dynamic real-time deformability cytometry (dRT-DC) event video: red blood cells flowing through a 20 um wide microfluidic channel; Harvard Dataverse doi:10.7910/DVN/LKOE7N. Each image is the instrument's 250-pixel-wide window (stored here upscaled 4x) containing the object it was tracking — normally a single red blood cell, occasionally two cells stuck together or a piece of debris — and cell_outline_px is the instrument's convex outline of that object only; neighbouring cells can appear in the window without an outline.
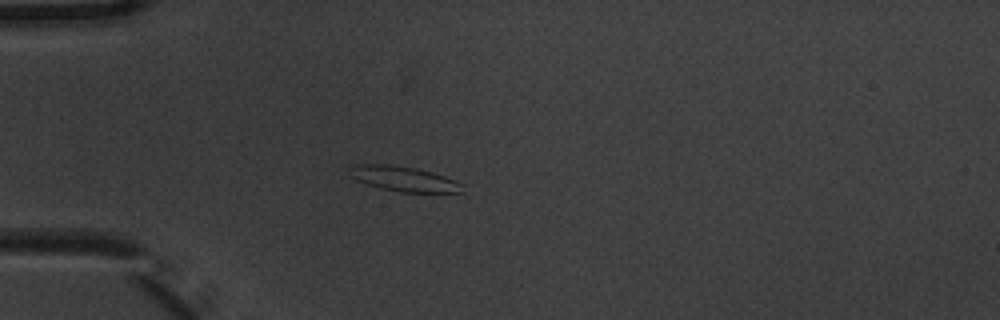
{"species": "common noctule bat (a hibernating species)", "species_latin": "Nyctalus noctula", "temperature_condition": "warm", "stored_images_in_passage": 5, "camera_frame_rate_fps": 3000, "um_per_image_px": 0.085, "animal": {"sex": "male", "body_mass_g": 20.1, "forearm_length_mm": 53.5}, "frame": {"image": 1, "passage_image": 5, "time_ms": 1.333, "image_size_px": [1000, 320], "cell_outline_px": [[464, 192], [400, 192], [380, 188], [356, 180], [348, 176], [348, 164], [388, 164], [416, 168], [432, 172], [444, 176], [464, 184]], "centroid_in_image_um": [34.26, 15.19], "position_along_channel_um": 50.7, "area_um2": 16.7}}